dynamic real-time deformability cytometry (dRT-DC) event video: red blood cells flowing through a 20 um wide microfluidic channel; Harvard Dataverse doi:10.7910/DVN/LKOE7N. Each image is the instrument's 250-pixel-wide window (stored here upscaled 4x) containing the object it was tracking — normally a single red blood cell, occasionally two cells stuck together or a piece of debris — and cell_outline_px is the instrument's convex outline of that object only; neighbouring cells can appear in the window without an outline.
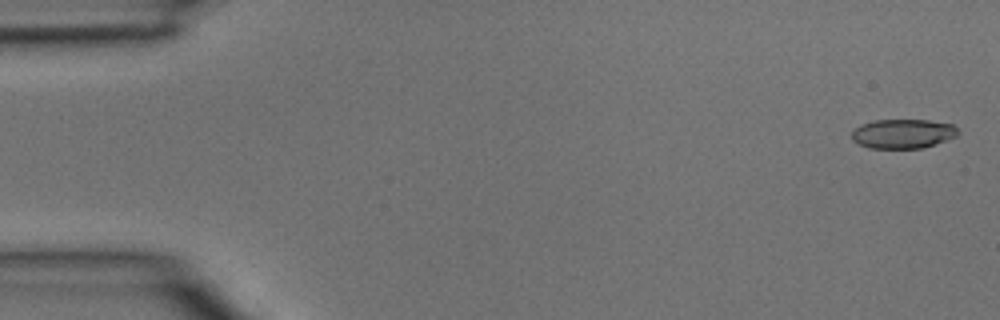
{"species": "common noctule bat (a hibernating species)", "species_latin": "Nyctalus noctula", "temperature_condition": "room temperature", "stored_images_in_passage": 5, "camera_frame_rate_fps": 3000, "um_per_image_px": 0.085, "animal": {"sex": "male", "body_mass_g": 15.6}, "frame": {"image": 1, "passage_image": 1, "time_ms": 0.0, "image_size_px": [1000, 320], "cell_outline_px": [[960, 132], [956, 136], [920, 148], [868, 148], [852, 140], [852, 132], [860, 124], [872, 120], [928, 120], [952, 124]], "centroid_in_image_um": [76.71, 11.35], "position_along_channel_um": 8.3, "area_um2": 17.98}}